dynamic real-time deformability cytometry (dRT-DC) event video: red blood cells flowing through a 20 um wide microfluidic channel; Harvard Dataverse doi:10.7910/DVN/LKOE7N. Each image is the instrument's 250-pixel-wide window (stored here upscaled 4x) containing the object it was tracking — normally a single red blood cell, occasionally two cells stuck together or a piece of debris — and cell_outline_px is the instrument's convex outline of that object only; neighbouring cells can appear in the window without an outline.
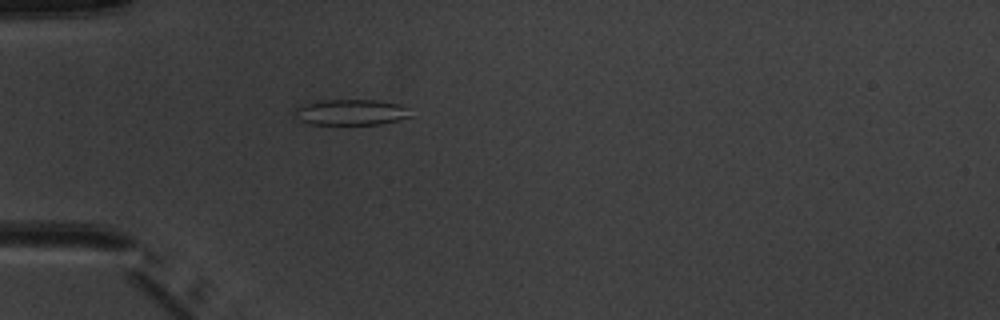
{"species": "common noctule bat (a hibernating species)", "species_latin": "Nyctalus noctula", "temperature_condition": "warm", "stored_images_in_passage": 3, "camera_frame_rate_fps": 3000, "um_per_image_px": 0.085, "animal": {"sex": "male", "body_mass_g": 20.1, "forearm_length_mm": 53.5}, "frame": {"image": 1, "passage_image": 3, "time_ms": 2.333, "image_size_px": [1000, 320], "cell_outline_px": [[412, 116], [380, 124], [308, 124], [300, 120], [296, 116], [296, 108], [308, 104], [328, 100], [376, 100], [400, 104], [408, 108]], "centroid_in_image_um": [29.89, 9.55], "position_along_channel_um": 55.1, "area_um2": 17.05}}